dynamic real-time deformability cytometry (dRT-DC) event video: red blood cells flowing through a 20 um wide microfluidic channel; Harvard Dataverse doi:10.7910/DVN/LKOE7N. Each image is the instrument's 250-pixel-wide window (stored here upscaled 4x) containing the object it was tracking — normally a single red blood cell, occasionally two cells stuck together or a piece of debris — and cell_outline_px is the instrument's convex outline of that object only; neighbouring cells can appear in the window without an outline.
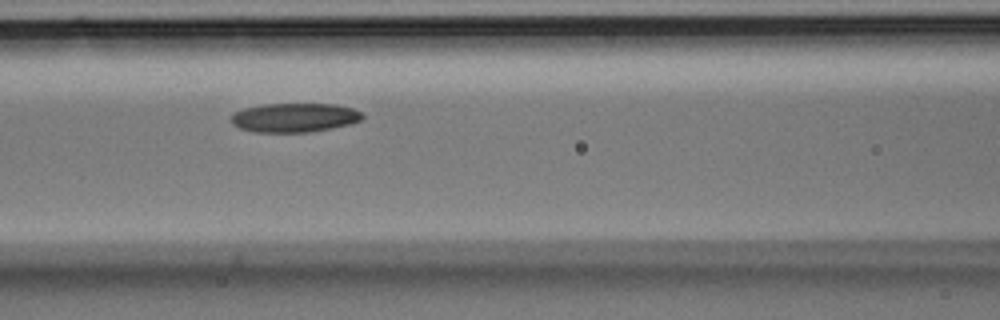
{"species": "Egyptian fruit bat (a non-hibernating species)", "species_latin": "Rousettus aegyptiacus", "temperature_condition": "room temperature", "stored_images_in_passage": 7, "camera_frame_rate_fps": 3000, "um_per_image_px": 0.085, "animal": {"sex": "male"}, "frame": {"image": 1, "passage_image": 6, "time_ms": 1.667, "image_size_px": [1000, 320], "cell_outline_px": [[364, 120], [352, 124], [312, 132], [252, 132], [240, 128], [232, 124], [232, 112], [244, 108], [264, 104], [336, 104], [352, 108], [360, 112], [364, 116]], "centroid_in_image_um": [25.05, 10.0], "position_along_channel_um": 141.5, "area_um2": 22.48}}
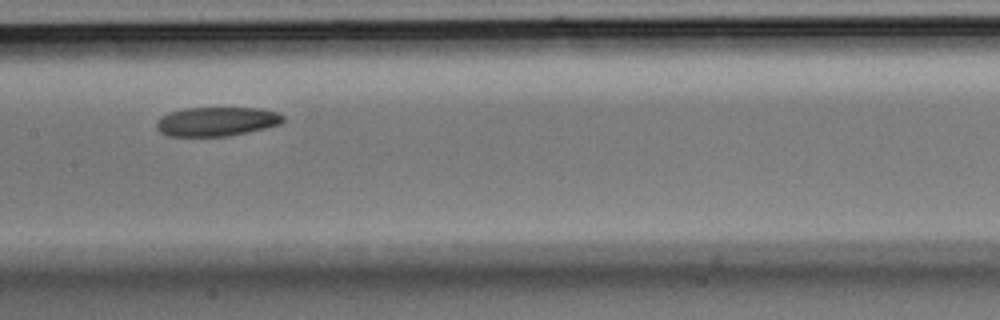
{"frame": {"image": 2, "passage_image": 7, "time_ms": 2.0, "image_size_px": [1000, 320], "cell_outline_px": [[284, 120], [280, 124], [264, 128], [228, 136], [168, 136], [160, 132], [156, 128], [156, 120], [168, 112], [184, 108], [260, 108], [276, 112], [284, 116]], "centroid_in_image_um": [18.37, 10.32], "position_along_channel_um": 189.0, "area_um2": 21.5}}